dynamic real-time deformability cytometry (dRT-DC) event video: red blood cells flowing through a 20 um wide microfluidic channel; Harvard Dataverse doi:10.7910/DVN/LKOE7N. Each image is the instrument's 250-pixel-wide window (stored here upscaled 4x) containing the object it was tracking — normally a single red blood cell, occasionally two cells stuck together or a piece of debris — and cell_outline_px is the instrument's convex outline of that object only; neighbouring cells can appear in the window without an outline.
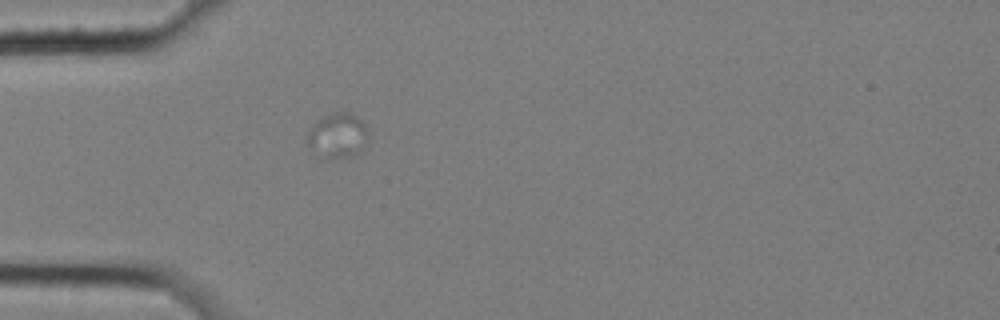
{"species": "common noctule bat (a hibernating species)", "species_latin": "Nyctalus noctula", "temperature_condition": "cold", "stored_images_in_passage": 4, "camera_frame_rate_fps": 3000, "um_per_image_px": 0.085, "animal": {"sex": "female", "body_mass_g": 25.1}, "frame": {"image": 1, "passage_image": 4, "time_ms": 1.0, "image_size_px": [1000, 320], "cell_outline_px": [[368, 140], [364, 148], [360, 152], [352, 156], [320, 160], [316, 160], [308, 144], [308, 132], [312, 124], [332, 112], [348, 112], [356, 116], [364, 124], [368, 136]], "centroid_in_image_um": [28.67, 11.59], "position_along_channel_um": 56.3, "area_um2": 16.36}}